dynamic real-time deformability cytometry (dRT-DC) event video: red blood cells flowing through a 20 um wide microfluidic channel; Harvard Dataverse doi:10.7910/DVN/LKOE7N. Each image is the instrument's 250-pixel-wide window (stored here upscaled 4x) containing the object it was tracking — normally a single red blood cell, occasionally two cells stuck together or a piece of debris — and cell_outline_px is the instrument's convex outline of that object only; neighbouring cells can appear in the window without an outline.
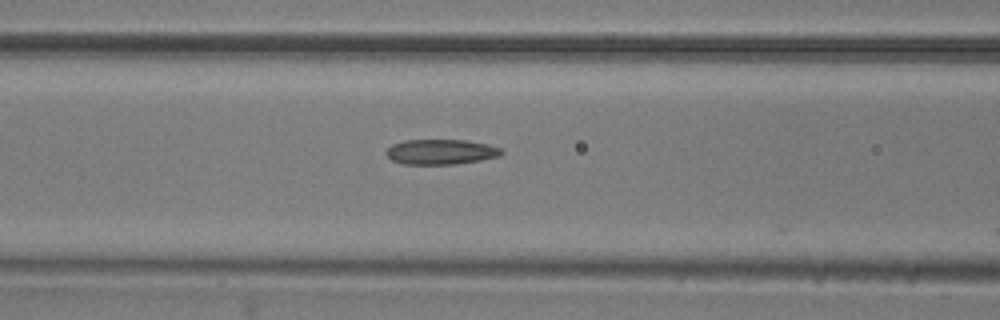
{"species": "common noctule bat (a hibernating species)", "species_latin": "Nyctalus noctula", "temperature_condition": "room temperature", "stored_images_in_passage": 8, "camera_frame_rate_fps": 3000, "um_per_image_px": 0.085, "animal": {"sex": "male", "body_mass_g": 20.5, "forearm_length_mm": 52.5}, "frame": {"image": 1, "passage_image": 3, "time_ms": 0.667, "image_size_px": [1000, 320], "cell_outline_px": [[504, 152], [500, 156], [480, 160], [456, 164], [404, 164], [392, 160], [384, 152], [392, 144], [404, 140], [464, 140], [488, 144], [500, 148]], "centroid_in_image_um": [37.47, 12.9], "position_along_channel_um": 129.1, "area_um2": 16.88}}
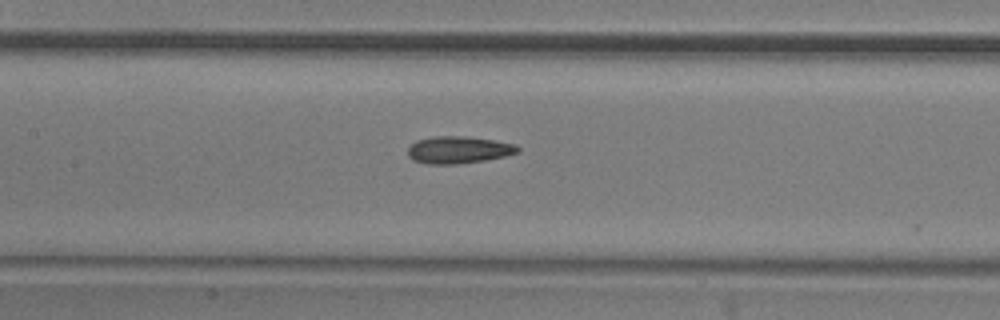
{"frame": {"image": 2, "passage_image": 6, "time_ms": 1.667, "image_size_px": [1000, 320], "cell_outline_px": [[520, 152], [504, 156], [484, 160], [456, 164], [428, 164], [412, 160], [408, 156], [408, 148], [416, 140], [436, 136], [468, 136], [516, 144], [520, 148]], "centroid_in_image_um": [38.97, 12.73], "position_along_channel_um": 168.4, "area_um2": 17.4}}